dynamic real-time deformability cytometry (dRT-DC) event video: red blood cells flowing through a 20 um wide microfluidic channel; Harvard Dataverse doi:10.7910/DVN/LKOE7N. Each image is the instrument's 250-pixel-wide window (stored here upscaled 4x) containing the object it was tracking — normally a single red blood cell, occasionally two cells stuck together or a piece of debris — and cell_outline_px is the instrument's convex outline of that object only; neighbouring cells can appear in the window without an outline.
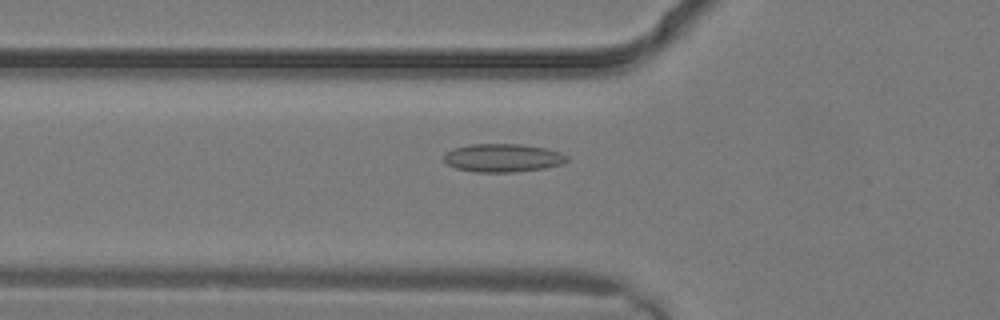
{"species": "common noctule bat (a hibernating species)", "species_latin": "Nyctalus noctula", "temperature_condition": "warm", "stored_images_in_passage": 3, "camera_frame_rate_fps": 3000, "um_per_image_px": 0.085, "animal": {"sex": "male", "body_mass_g": 19.2, "forearm_length_mm": 51.8}, "frame": {"image": 1, "passage_image": 3, "time_ms": 0.667, "image_size_px": [1000, 320], "cell_outline_px": [[568, 160], [564, 164], [544, 168], [512, 172], [476, 172], [456, 168], [448, 164], [444, 160], [444, 156], [448, 152], [456, 148], [472, 144], [520, 144], [544, 148], [560, 152], [568, 156]], "centroid_in_image_um": [42.78, 13.42], "position_along_channel_um": 83.0, "area_um2": 20.06}}